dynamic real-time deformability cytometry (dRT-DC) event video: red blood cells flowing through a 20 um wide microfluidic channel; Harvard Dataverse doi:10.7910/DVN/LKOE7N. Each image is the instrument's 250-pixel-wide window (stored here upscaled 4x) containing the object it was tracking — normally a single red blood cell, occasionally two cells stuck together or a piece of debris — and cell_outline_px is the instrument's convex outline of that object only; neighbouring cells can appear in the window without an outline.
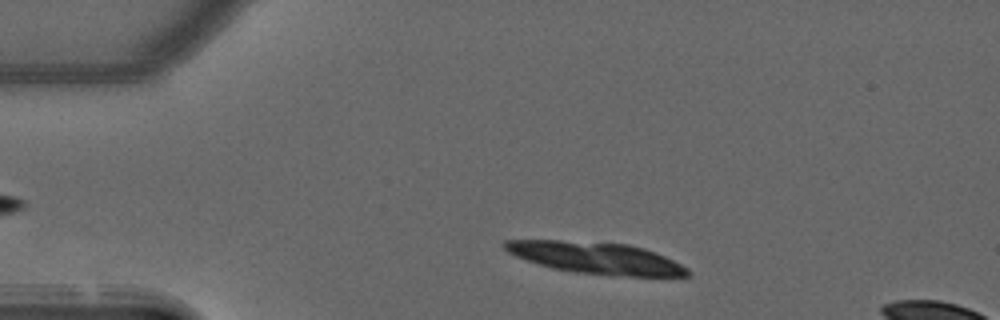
{"species": "common noctule bat (a hibernating species)", "species_latin": "Nyctalus noctula", "temperature_condition": "warm", "stored_images_in_passage": 12, "camera_frame_rate_fps": 3000, "um_per_image_px": 0.085, "animal": {"sex": "male", "forearm_length_mm": 52.5}, "frame": {"image": 1, "passage_image": 4, "time_ms": 1.0, "image_size_px": [1000, 320], "cell_outline_px": [[692, 276], [628, 276], [572, 272], [552, 268], [516, 256], [508, 252], [500, 244], [504, 240], [560, 240], [628, 244], [644, 248], [656, 252], [688, 268], [692, 272]], "centroid_in_image_um": [50.67, 21.92], "position_along_channel_um": 34.3, "area_um2": 33.64}}